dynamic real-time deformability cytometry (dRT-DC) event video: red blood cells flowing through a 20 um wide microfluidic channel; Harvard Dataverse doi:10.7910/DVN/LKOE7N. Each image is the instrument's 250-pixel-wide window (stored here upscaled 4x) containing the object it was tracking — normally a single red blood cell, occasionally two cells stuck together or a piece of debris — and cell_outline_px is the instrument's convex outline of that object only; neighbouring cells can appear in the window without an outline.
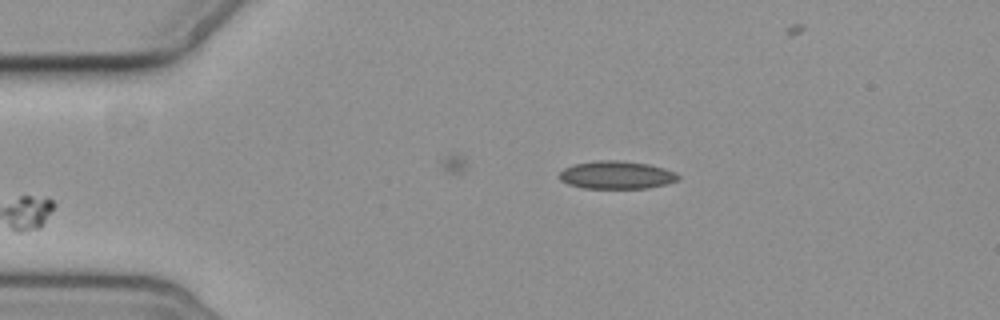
{"species": "common noctule bat (a hibernating species)", "species_latin": "Nyctalus noctula", "temperature_condition": "cold", "stored_images_in_passage": 3, "camera_frame_rate_fps": 3000, "um_per_image_px": 0.085, "animal": {"sex": "female", "body_mass_g": 19.3, "forearm_length_mm": 54.1}, "frame": {"image": 1, "passage_image": 3, "time_ms": 2.333, "image_size_px": [1000, 320], "cell_outline_px": [[680, 180], [668, 184], [648, 188], [584, 188], [568, 184], [560, 180], [556, 176], [564, 168], [572, 164], [596, 160], [616, 160], [648, 164], [664, 168], [676, 172], [680, 176]], "centroid_in_image_um": [52.4, 14.87], "position_along_channel_um": 32.6, "area_um2": 19.59}}